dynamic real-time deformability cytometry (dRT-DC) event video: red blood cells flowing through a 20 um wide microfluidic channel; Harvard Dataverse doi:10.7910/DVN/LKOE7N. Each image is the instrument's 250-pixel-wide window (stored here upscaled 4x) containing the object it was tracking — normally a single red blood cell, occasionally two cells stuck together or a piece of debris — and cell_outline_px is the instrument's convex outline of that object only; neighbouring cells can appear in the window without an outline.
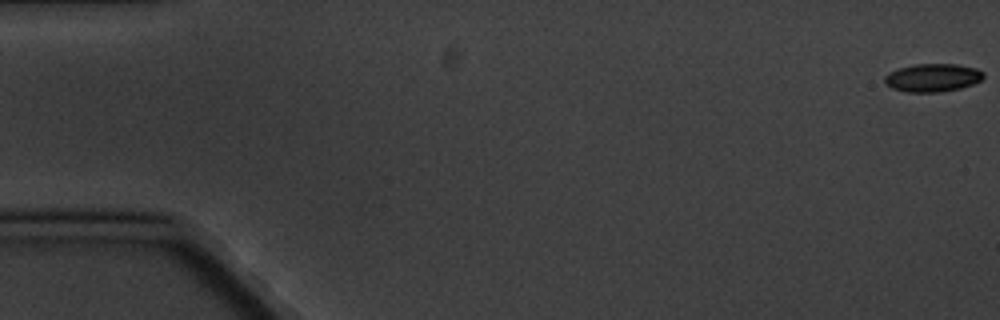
{"species": "common noctule bat (a hibernating species)", "species_latin": "Nyctalus noctula", "temperature_condition": "cold", "stored_images_in_passage": 6, "camera_frame_rate_fps": 3000, "um_per_image_px": 0.085, "animal": {"sex": "male", "body_mass_g": 20.1, "forearm_length_mm": 53.5}, "frame": {"image": 1, "passage_image": 1, "time_ms": 0.0, "image_size_px": [1000, 320], "cell_outline_px": [[984, 76], [980, 80], [972, 84], [960, 88], [940, 92], [908, 92], [892, 88], [884, 84], [884, 76], [888, 72], [900, 68], [916, 64], [956, 64], [976, 68], [984, 72]], "centroid_in_image_um": [79.25, 6.6], "position_along_channel_um": 5.7, "area_um2": 16.18}}
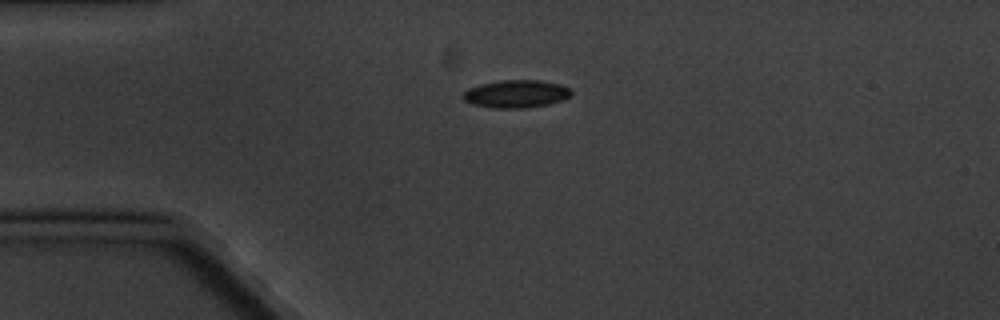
{"frame": {"image": 2, "passage_image": 5, "time_ms": 4.667, "image_size_px": [1000, 320], "cell_outline_px": [[572, 96], [564, 100], [548, 104], [524, 108], [492, 108], [472, 104], [464, 100], [460, 96], [468, 88], [480, 84], [500, 80], [536, 80], [560, 84], [568, 88], [572, 92]], "centroid_in_image_um": [43.85, 7.98], "position_along_channel_um": 41.1, "area_um2": 17.63}}